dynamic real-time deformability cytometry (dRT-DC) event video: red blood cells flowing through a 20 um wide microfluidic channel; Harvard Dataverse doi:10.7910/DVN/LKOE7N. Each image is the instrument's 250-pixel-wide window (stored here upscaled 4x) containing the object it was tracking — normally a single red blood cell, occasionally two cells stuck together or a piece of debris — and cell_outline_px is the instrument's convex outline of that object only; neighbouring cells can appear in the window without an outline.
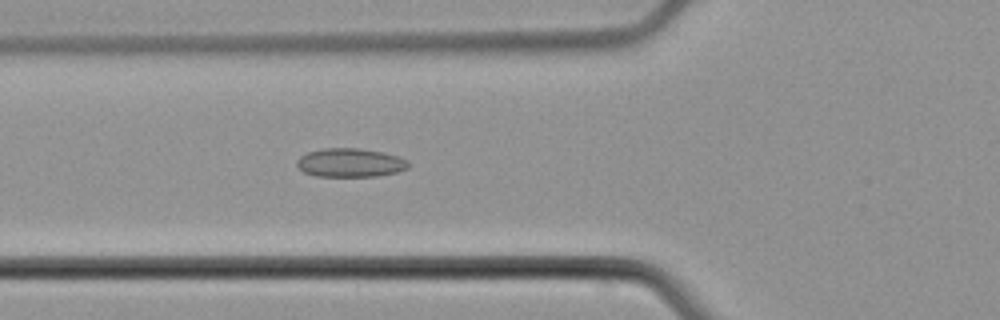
{"species": "common noctule bat (a hibernating species)", "species_latin": "Nyctalus noctula", "temperature_condition": "cold", "stored_images_in_passage": 38, "camera_frame_rate_fps": 3000, "um_per_image_px": 0.085, "animal": {"sex": "male", "body_mass_g": 21.5, "forearm_length_mm": 52.0}, "frame": {"image": 1, "passage_image": 4, "time_ms": 1.0, "image_size_px": [1000, 320], "cell_outline_px": [[408, 168], [396, 172], [376, 176], [316, 176], [304, 172], [296, 164], [296, 160], [300, 156], [308, 152], [324, 148], [360, 148], [384, 152], [400, 156], [408, 160]], "centroid_in_image_um": [29.78, 13.82], "position_along_channel_um": 96.0, "area_um2": 18.73}}
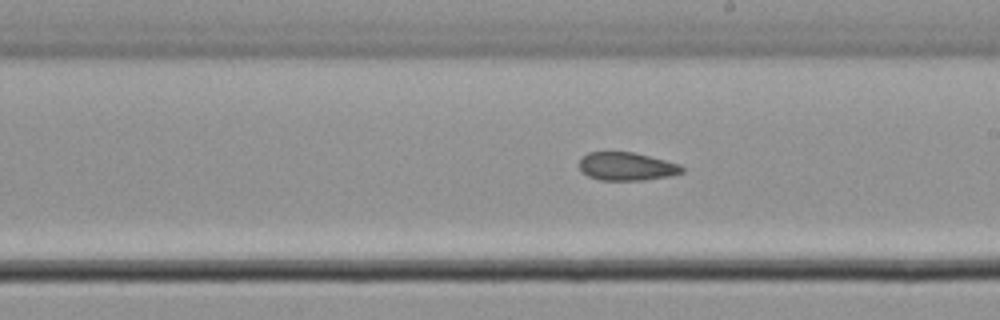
{"frame": {"image": 2, "passage_image": 15, "time_ms": 4.667, "image_size_px": [1000, 320], "cell_outline_px": [[684, 172], [672, 176], [644, 180], [600, 180], [588, 176], [580, 172], [580, 156], [588, 152], [632, 152], [680, 164], [684, 168]], "centroid_in_image_um": [53.25, 14.15], "position_along_channel_um": 235.8, "area_um2": 16.99}}
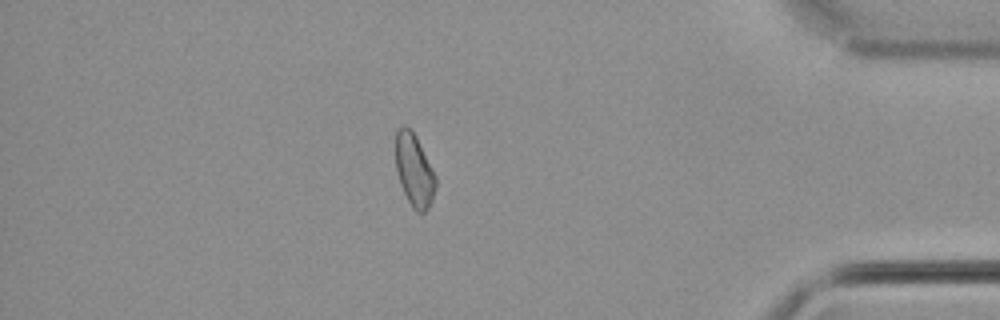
{"frame": {"image": 3, "passage_image": 31, "time_ms": 10.0, "image_size_px": [1000, 320], "cell_outline_px": [[436, 188], [432, 200], [428, 208], [424, 212], [416, 212], [412, 208], [400, 184], [396, 172], [396, 132], [404, 124], [412, 128], [436, 176]], "centroid_in_image_um": [35.21, 14.47], "position_along_channel_um": 400.0, "area_um2": 16.99}, "authors_computed_cell_mechanics": {"area_um2": 17.5134, "velocity_mm_per_s": 3.8079, "shape_relaxation_time_tau1_ms": null, "shape_relaxation_time_tau2_ms": 6.7746, "deformation_change_tau1": null, "deformation_change_tau2": 0.1341}}